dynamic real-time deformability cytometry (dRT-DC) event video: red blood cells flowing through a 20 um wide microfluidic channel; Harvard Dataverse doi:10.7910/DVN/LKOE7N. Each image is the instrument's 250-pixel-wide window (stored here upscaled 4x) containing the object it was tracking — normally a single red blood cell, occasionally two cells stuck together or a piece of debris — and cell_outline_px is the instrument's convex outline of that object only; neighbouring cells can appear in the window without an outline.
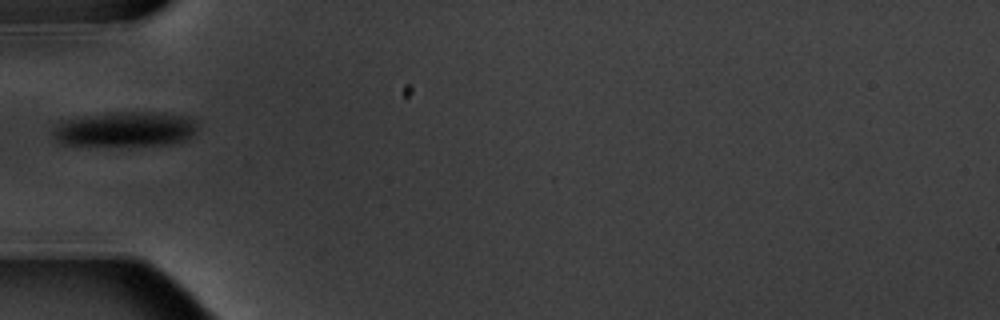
{"species": "common noctule bat (a hibernating species)", "species_latin": "Nyctalus noctula", "temperature_condition": "warm", "stored_images_in_passage": 11, "camera_frame_rate_fps": 3000, "um_per_image_px": 0.085, "animal": {"sex": "male", "body_mass_g": 20.1, "forearm_length_mm": 53.5}, "frame": {"image": 1, "passage_image": 1, "time_ms": 0.0, "image_size_px": [1000, 320], "cell_outline_px": [[196, 128], [188, 140], [172, 144], [60, 144], [52, 132], [60, 124], [68, 120], [84, 116], [116, 112], [156, 112], [184, 116], [192, 120], [196, 124]], "centroid_in_image_um": [10.7, 10.97], "position_along_channel_um": 74.3, "area_um2": 28.44}}
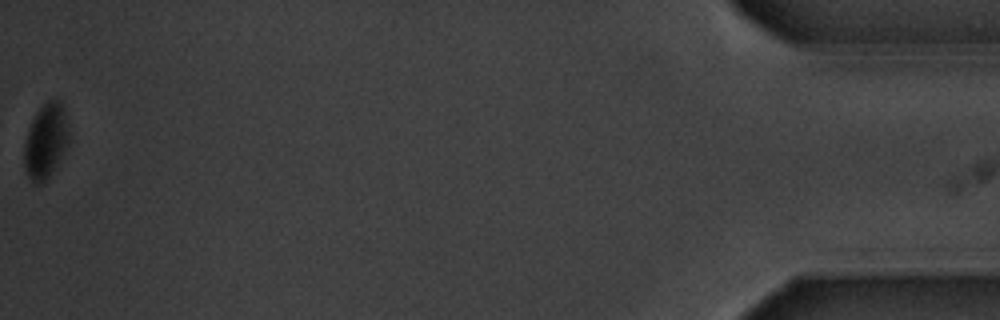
{"frame": {"image": 2, "passage_image": 11, "time_ms": 12.667, "image_size_px": [1000, 320], "cell_outline_px": [[68, 144], [48, 176], [44, 180], [36, 184], [28, 176], [24, 164], [24, 144], [32, 120], [36, 112], [48, 100], [60, 100], [64, 112], [68, 128]], "centroid_in_image_um": [3.87, 11.95], "position_along_channel_um": 431.3, "area_um2": 18.73}, "authors_computed_cell_mechanics": {"area_um2": 27.5128, "velocity_mm_per_s": 3.5295, "shape_relaxation_time_tau1_ms": 0.857, "shape_relaxation_time_tau2_ms": null, "deformation_change_tau1": 0.0286, "deformation_change_tau2": null}}